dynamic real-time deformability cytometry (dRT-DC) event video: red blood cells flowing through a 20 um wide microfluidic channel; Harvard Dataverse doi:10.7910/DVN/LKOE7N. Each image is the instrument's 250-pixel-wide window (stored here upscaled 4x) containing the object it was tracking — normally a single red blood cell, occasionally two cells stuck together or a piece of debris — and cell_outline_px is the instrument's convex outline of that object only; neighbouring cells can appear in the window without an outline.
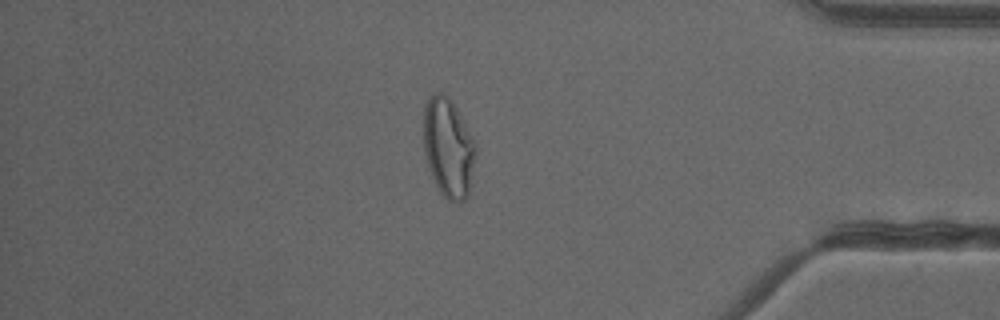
{"species": "common noctule bat (a hibernating species)", "species_latin": "Nyctalus noctula", "temperature_condition": "cold", "stored_images_in_passage": 51, "camera_frame_rate_fps": 3000, "um_per_image_px": 0.085, "animal": {"sex": "female"}, "frame": {"image": 1, "passage_image": 44, "time_ms": 14.333, "image_size_px": [1000, 320], "cell_outline_px": [[476, 156], [468, 196], [464, 200], [456, 204], [448, 200], [440, 192], [428, 168], [424, 152], [424, 104], [428, 96], [436, 92], [444, 92], [452, 100], [472, 136], [476, 144]], "centroid_in_image_um": [38.11, 12.54], "position_along_channel_um": 397.1, "area_um2": 30.52}}